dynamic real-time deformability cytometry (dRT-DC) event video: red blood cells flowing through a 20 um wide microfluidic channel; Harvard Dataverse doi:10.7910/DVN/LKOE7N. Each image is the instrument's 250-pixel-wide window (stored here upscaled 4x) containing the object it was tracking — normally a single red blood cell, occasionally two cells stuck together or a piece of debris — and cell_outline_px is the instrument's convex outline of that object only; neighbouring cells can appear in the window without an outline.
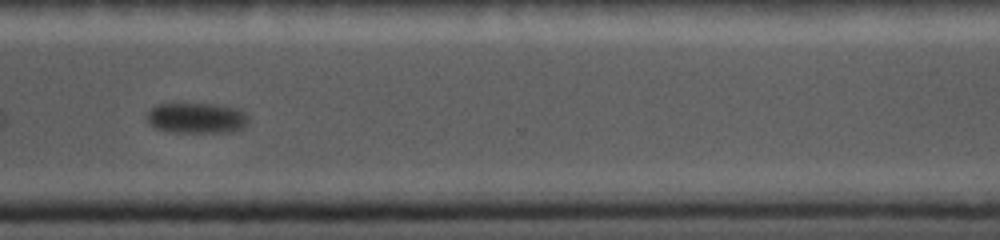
{"species": "common noctule bat (a hibernating species)", "species_latin": "Nyctalus noctula", "temperature_condition": "cold", "stored_images_in_passage": 19, "camera_frame_rate_fps": 5000, "um_per_image_px": 0.085, "animal": {"sex": "female", "body_mass_g": 19.0, "forearm_length_mm": 56.7}, "frame": {"image": 1, "passage_image": 14, "time_ms": 8.8, "image_size_px": [1000, 240], "cell_outline_px": [[248, 120], [244, 128], [232, 132], [172, 132], [156, 128], [148, 124], [144, 116], [156, 104], [176, 100], [212, 104], [240, 108], [248, 116]], "centroid_in_image_um": [16.65, 9.98], "position_along_channel_um": 353.9, "area_um2": 19.13}}